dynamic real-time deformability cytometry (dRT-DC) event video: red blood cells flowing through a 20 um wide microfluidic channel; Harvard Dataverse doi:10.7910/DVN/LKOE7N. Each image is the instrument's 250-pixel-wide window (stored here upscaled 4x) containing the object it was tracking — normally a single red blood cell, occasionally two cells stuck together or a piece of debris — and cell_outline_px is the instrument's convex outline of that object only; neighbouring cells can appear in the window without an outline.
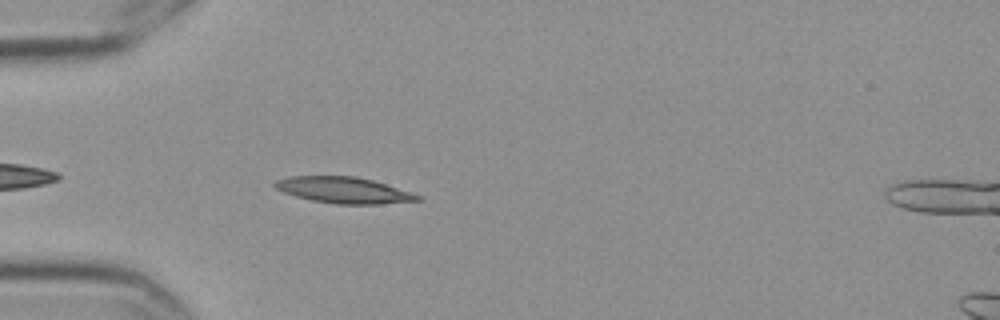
{"species": "Egyptian fruit bat (a non-hibernating species)", "species_latin": "Rousettus aegyptiacus", "temperature_condition": "cold", "stored_images_in_passage": 4, "camera_frame_rate_fps": 3000, "um_per_image_px": 0.085, "frame": {"image": 1, "passage_image": 4, "time_ms": 1.0, "image_size_px": [1000, 320], "cell_outline_px": [[420, 200], [380, 204], [336, 204], [312, 200], [296, 196], [284, 192], [276, 188], [272, 184], [276, 180], [292, 176], [356, 176], [372, 180], [412, 192], [420, 196]], "centroid_in_image_um": [29.21, 16.16], "position_along_channel_um": 55.8, "area_um2": 21.56}}